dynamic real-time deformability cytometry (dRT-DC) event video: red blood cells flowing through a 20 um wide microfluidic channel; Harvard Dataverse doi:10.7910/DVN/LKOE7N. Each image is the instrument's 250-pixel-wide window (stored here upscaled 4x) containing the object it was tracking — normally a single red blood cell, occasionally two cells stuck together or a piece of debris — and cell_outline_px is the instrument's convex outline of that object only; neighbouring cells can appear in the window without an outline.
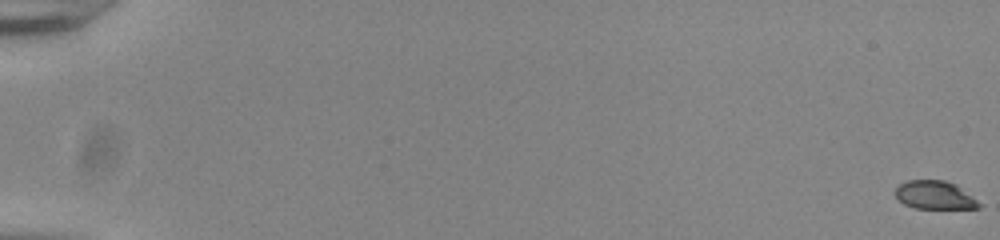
{"species": "common noctule bat (a hibernating species)", "species_latin": "Nyctalus noctula", "temperature_condition": "room temperature", "stored_images_in_passage": 56, "camera_frame_rate_fps": 3000, "um_per_image_px": 0.085, "animal": {"sex": "male", "body_mass_g": 20.0, "forearm_length_mm": 53.3}, "frame": {"image": 1, "passage_image": 1, "time_ms": 0.0, "image_size_px": [1000, 240], "cell_outline_px": [[984, 204], [980, 208], [916, 208], [904, 204], [896, 196], [896, 188], [900, 184], [908, 180], [944, 180], [956, 184]], "centroid_in_image_um": [79.51, 16.58], "position_along_channel_um": 5.5, "area_um2": 13.81}}
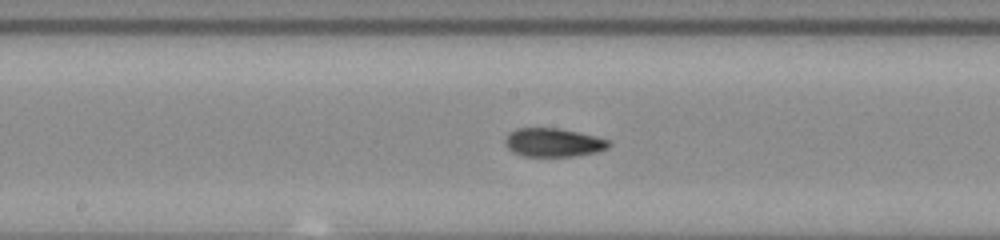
{"frame": {"image": 2, "passage_image": 32, "time_ms": 10.333, "image_size_px": [1000, 240], "cell_outline_px": [[612, 144], [608, 148], [596, 152], [572, 156], [520, 156], [512, 152], [504, 144], [504, 140], [508, 132], [516, 128], [560, 128], [596, 136], [608, 140]], "centroid_in_image_um": [47.0, 12.11], "position_along_channel_um": 201.2, "area_um2": 17.46}}
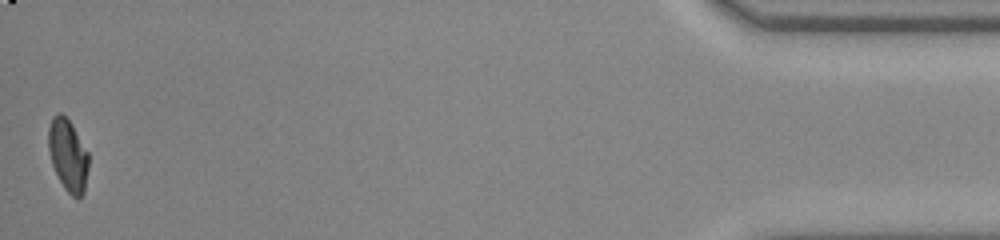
{"frame": {"image": 3, "passage_image": 56, "time_ms": 18.333, "image_size_px": [1000, 240], "cell_outline_px": [[88, 168], [84, 192], [80, 196], [72, 196], [64, 188], [52, 164], [48, 148], [48, 128], [52, 116], [56, 112], [60, 112], [72, 124], [88, 152]], "centroid_in_image_um": [5.77, 13.15], "position_along_channel_um": 429.4, "area_um2": 16.76}, "authors_computed_cell_mechanics": {"area_um2": 16.9643, "velocity_mm_per_s": 3.8715, "shape_relaxation_time_tau1_ms": 4.7447, "shape_relaxation_time_tau2_ms": 1.5409, "deformation_change_tau1": 0.1723, "deformation_change_tau2": 0.067}}